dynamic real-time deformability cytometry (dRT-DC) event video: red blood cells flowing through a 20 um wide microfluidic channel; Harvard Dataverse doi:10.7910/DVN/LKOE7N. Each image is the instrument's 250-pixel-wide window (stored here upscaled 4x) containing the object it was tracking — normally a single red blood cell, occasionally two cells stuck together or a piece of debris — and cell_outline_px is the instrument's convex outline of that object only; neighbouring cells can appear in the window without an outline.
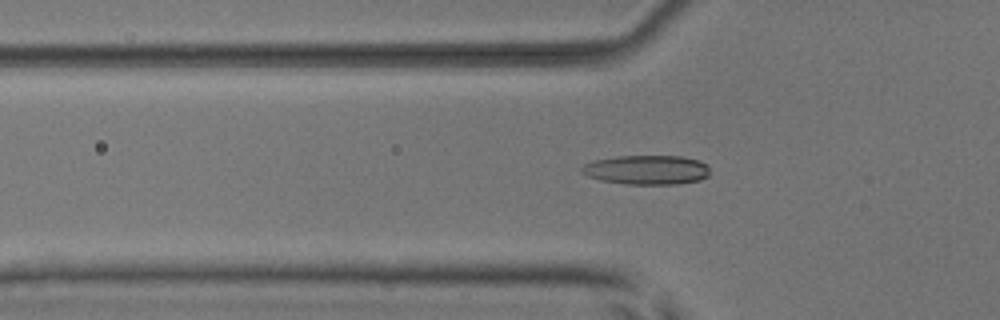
{"species": "common noctule bat (a hibernating species)", "species_latin": "Nyctalus noctula", "temperature_condition": "room temperature", "stored_images_in_passage": 53, "camera_frame_rate_fps": 3000, "um_per_image_px": 0.085, "animal": {"sex": "male", "body_mass_g": 17.9, "forearm_length_mm": 54.2}, "frame": {"image": 1, "passage_image": 18, "time_ms": 5.667, "image_size_px": [1000, 320], "cell_outline_px": [[708, 176], [700, 180], [676, 184], [624, 184], [600, 180], [588, 176], [580, 172], [580, 168], [584, 164], [592, 160], [616, 156], [680, 156], [700, 160], [708, 164]], "centroid_in_image_um": [54.95, 14.43], "position_along_channel_um": 70.9, "area_um2": 22.14}}
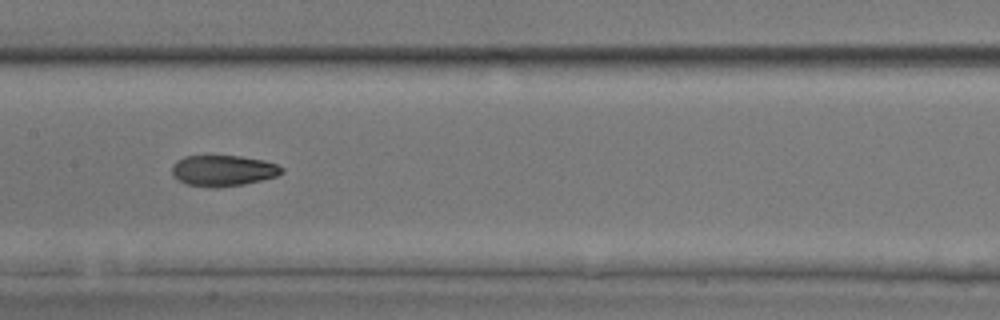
{"frame": {"image": 2, "passage_image": 27, "time_ms": 8.667, "image_size_px": [1000, 320], "cell_outline_px": [[284, 172], [276, 176], [244, 184], [220, 188], [212, 188], [188, 184], [176, 180], [172, 172], [172, 164], [176, 160], [184, 156], [240, 156], [264, 160], [276, 164], [284, 168]], "centroid_in_image_um": [18.95, 14.5], "position_along_channel_um": 188.5, "area_um2": 19.94}}
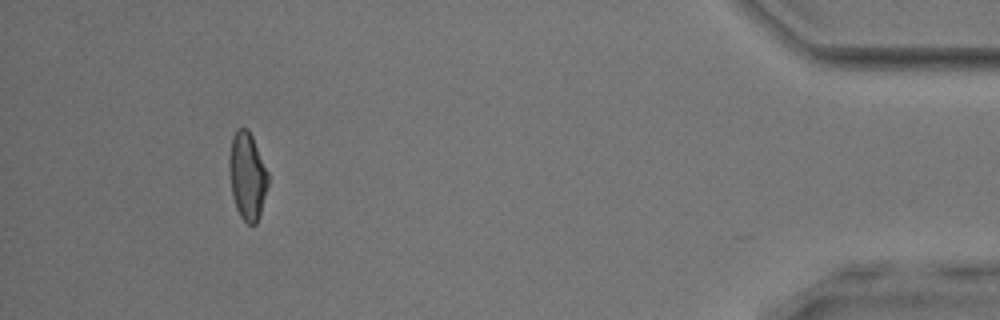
{"frame": {"image": 3, "passage_image": 49, "time_ms": 16.0, "image_size_px": [1000, 320], "cell_outline_px": [[268, 184], [260, 216], [256, 224], [248, 224], [240, 216], [236, 208], [232, 192], [228, 168], [228, 160], [232, 136], [236, 128], [248, 128], [252, 136], [268, 172]], "centroid_in_image_um": [21.01, 14.94], "position_along_channel_um": 414.2, "area_um2": 19.88}, "authors_computed_cell_mechanics": {"area_um2": 20.1144, "velocity_mm_per_s": 3.9239, "shape_relaxation_time_tau1_ms": 8.3636, "shape_relaxation_time_tau2_ms": 2.4292, "deformation_change_tau1": 0.2175, "deformation_change_tau2": 0.0905}}